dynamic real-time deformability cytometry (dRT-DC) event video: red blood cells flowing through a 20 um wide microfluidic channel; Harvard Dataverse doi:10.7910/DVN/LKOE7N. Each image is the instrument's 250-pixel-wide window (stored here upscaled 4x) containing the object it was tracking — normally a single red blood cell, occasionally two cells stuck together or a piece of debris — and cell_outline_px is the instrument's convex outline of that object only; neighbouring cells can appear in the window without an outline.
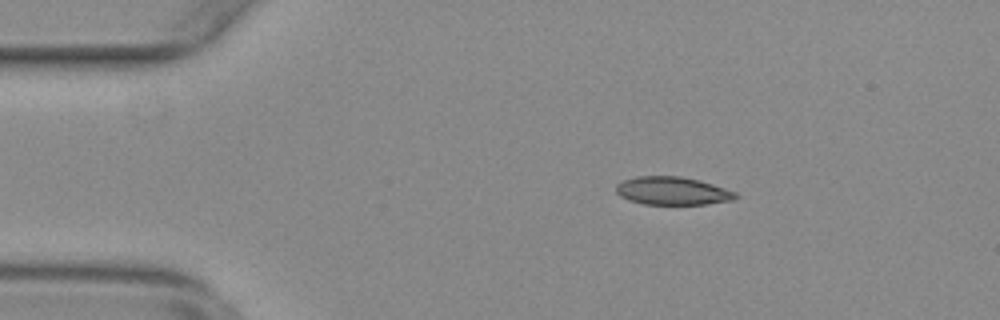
{"species": "common noctule bat (a hibernating species)", "species_latin": "Nyctalus noctula", "temperature_condition": "warm", "stored_images_in_passage": 53, "camera_frame_rate_fps": 3000, "um_per_image_px": 0.085, "animal": {"sex": "female", "body_mass_g": 29.2, "forearm_length_mm": 56.3}, "frame": {"image": 1, "passage_image": 8, "time_ms": 2.333, "image_size_px": [1000, 320], "cell_outline_px": [[740, 196], [732, 200], [704, 204], [644, 204], [628, 200], [620, 196], [616, 192], [616, 184], [624, 180], [636, 176], [680, 176], [700, 180], [736, 192]], "centroid_in_image_um": [57.14, 16.22], "position_along_channel_um": 27.9, "area_um2": 19.54}}
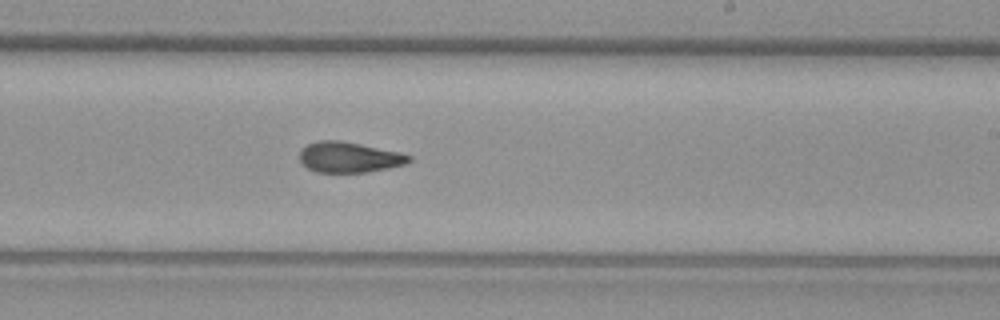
{"frame": {"image": 2, "passage_image": 31, "time_ms": 10.0, "image_size_px": [1000, 320], "cell_outline_px": [[412, 160], [408, 164], [368, 172], [316, 172], [308, 168], [300, 160], [300, 152], [308, 144], [316, 140], [340, 140], [400, 152], [412, 156]], "centroid_in_image_um": [29.72, 13.36], "position_along_channel_um": 259.3, "area_um2": 19.48}}
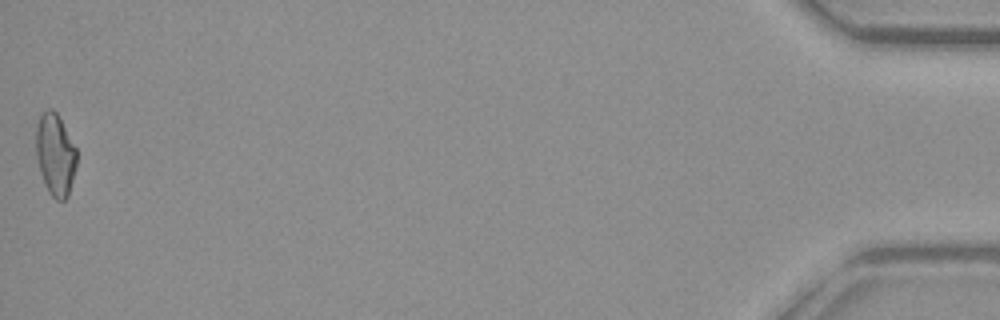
{"frame": {"image": 3, "passage_image": 53, "time_ms": 17.333, "image_size_px": [1000, 320], "cell_outline_px": [[76, 164], [68, 196], [64, 200], [56, 200], [48, 192], [44, 184], [40, 172], [36, 156], [36, 128], [40, 112], [48, 108], [52, 108], [56, 112], [76, 148]], "centroid_in_image_um": [4.67, 13.13], "position_along_channel_um": 430.5, "area_um2": 19.42}, "authors_computed_cell_mechanics": {"area_um2": 19.7676, "velocity_mm_per_s": 3.769, "shape_relaxation_time_tau1_ms": null, "shape_relaxation_time_tau2_ms": 3.1683, "deformation_change_tau1": null, "deformation_change_tau2": 0.1047}}